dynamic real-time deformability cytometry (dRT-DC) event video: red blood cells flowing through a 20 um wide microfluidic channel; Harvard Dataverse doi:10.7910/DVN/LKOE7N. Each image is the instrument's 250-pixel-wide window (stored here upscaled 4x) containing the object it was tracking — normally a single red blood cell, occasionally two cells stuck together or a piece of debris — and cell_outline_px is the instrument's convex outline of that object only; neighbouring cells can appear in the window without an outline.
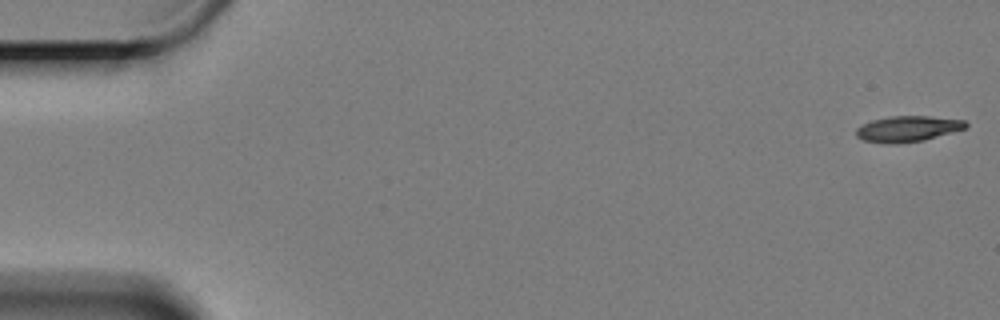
{"species": "Egyptian fruit bat (a non-hibernating species)", "species_latin": "Rousettus aegyptiacus", "temperature_condition": "cold", "stored_images_in_passage": 61, "camera_frame_rate_fps": 3000, "um_per_image_px": 0.085, "animal": {"sex": "female"}, "frame": {"image": 1, "passage_image": 1, "time_ms": 0.0, "image_size_px": [1000, 320], "cell_outline_px": [[968, 124], [964, 128], [924, 140], [896, 144], [864, 140], [856, 136], [856, 128], [872, 120], [892, 116], [928, 116], [964, 120]], "centroid_in_image_um": [77.14, 10.94], "position_along_channel_um": 7.9, "area_um2": 16.13}}
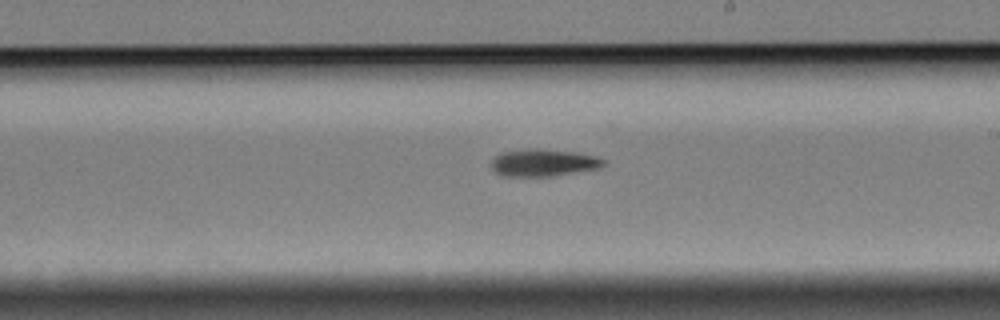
{"frame": {"image": 2, "passage_image": 35, "time_ms": 11.333, "image_size_px": [1000, 320], "cell_outline_px": [[604, 164], [600, 168], [552, 176], [500, 176], [492, 168], [492, 160], [496, 156], [504, 152], [576, 152], [596, 156], [604, 160]], "centroid_in_image_um": [46.23, 13.9], "position_along_channel_um": 242.8, "area_um2": 16.59}}
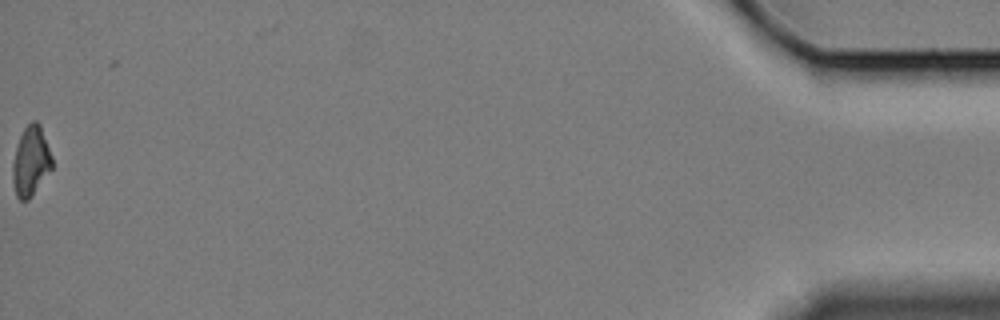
{"frame": {"image": 3, "passage_image": 61, "time_ms": 20.0, "image_size_px": [1000, 320], "cell_outline_px": [[52, 168], [28, 200], [20, 200], [16, 196], [12, 180], [12, 164], [16, 148], [20, 136], [24, 128], [32, 120], [36, 120], [40, 124], [52, 156]], "centroid_in_image_um": [2.61, 13.69], "position_along_channel_um": 432.6, "area_um2": 15.9}}